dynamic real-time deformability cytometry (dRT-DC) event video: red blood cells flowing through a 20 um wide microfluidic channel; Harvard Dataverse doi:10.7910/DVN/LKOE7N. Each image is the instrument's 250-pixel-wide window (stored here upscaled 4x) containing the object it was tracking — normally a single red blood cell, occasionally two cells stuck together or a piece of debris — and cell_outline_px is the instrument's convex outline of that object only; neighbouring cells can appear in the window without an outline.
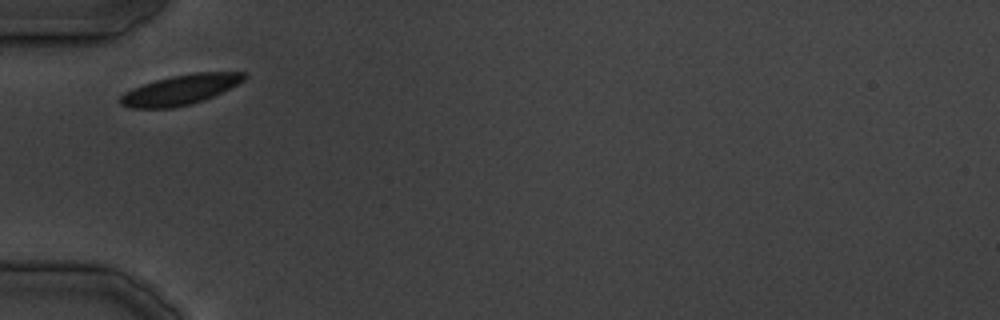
{"species": "common noctule bat (a hibernating species)", "species_latin": "Nyctalus noctula", "temperature_condition": "cold", "stored_images_in_passage": 21, "camera_frame_rate_fps": 3000, "um_per_image_px": 0.085, "animal": {"sex": "male", "body_mass_g": 19.5, "forearm_length_mm": 54.6}, "frame": {"image": 1, "passage_image": 1, "time_ms": 0.0, "image_size_px": [1000, 320], "cell_outline_px": [[248, 76], [244, 80], [204, 100], [172, 108], [128, 108], [120, 104], [116, 100], [124, 92], [132, 88], [156, 80], [172, 76], [196, 72], [248, 72]], "centroid_in_image_um": [15.28, 7.63], "position_along_channel_um": 69.7, "area_um2": 21.5}}
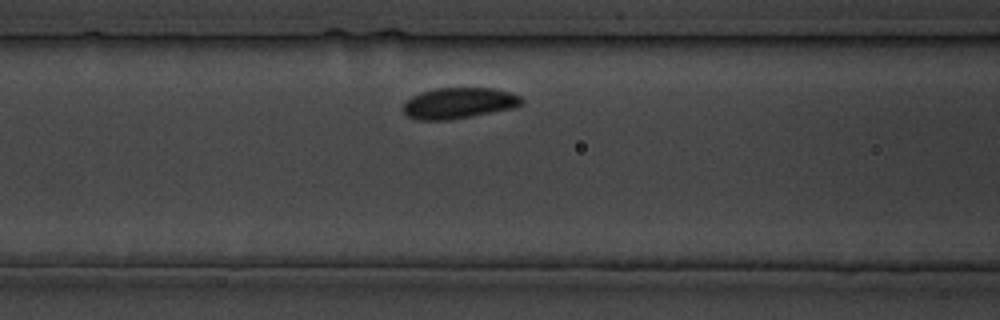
{"frame": {"image": 2, "passage_image": 4, "time_ms": 4.333, "image_size_px": [1000, 320], "cell_outline_px": [[524, 104], [512, 108], [472, 116], [448, 120], [416, 120], [408, 116], [400, 108], [412, 96], [420, 92], [436, 88], [492, 88], [508, 92], [520, 96], [524, 100]], "centroid_in_image_um": [38.98, 8.77], "position_along_channel_um": 127.6, "area_um2": 21.39}}
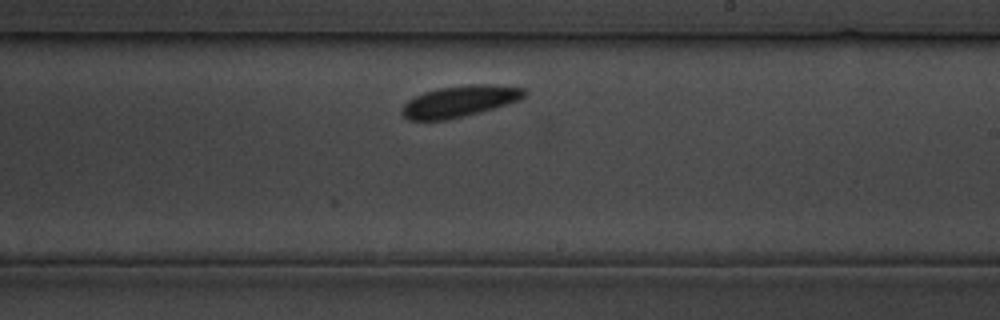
{"frame": {"image": 3, "passage_image": 12, "time_ms": 13.333, "image_size_px": [1000, 320], "cell_outline_px": [[528, 92], [520, 100], [464, 116], [448, 120], [408, 120], [400, 112], [404, 104], [408, 100], [424, 92], [440, 88], [468, 84], [492, 84], [524, 88]], "centroid_in_image_um": [39.07, 8.6], "position_along_channel_um": 249.9, "area_um2": 22.25}}